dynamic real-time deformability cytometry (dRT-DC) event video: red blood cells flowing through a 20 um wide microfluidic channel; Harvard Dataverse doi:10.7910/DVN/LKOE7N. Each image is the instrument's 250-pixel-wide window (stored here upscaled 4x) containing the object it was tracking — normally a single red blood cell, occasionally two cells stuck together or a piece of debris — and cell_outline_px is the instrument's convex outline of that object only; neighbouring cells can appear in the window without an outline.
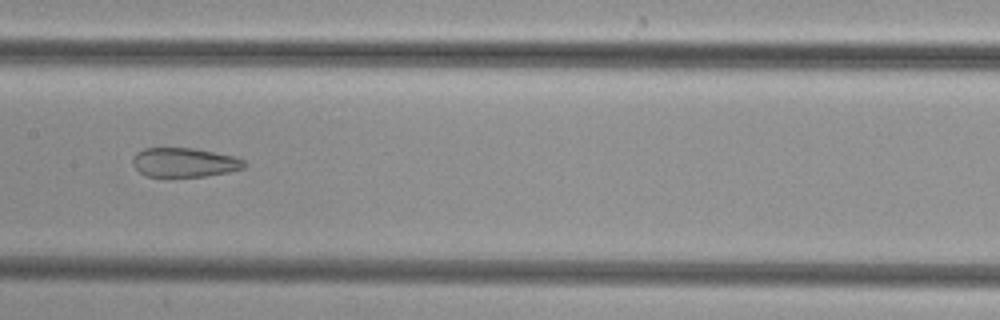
{"species": "common noctule bat (a hibernating species)", "species_latin": "Nyctalus noctula", "temperature_condition": "cold", "stored_images_in_passage": 47, "camera_frame_rate_fps": 3000, "um_per_image_px": 0.085, "animal": {"sex": "female", "body_mass_g": 29.2, "forearm_length_mm": 56.3}, "frame": {"image": 1, "passage_image": 24, "time_ms": 7.667, "image_size_px": [1000, 320], "cell_outline_px": [[244, 168], [228, 172], [204, 176], [148, 176], [140, 172], [132, 164], [132, 156], [136, 152], [144, 148], [196, 148], [236, 156], [244, 160]], "centroid_in_image_um": [15.66, 13.79], "position_along_channel_um": 191.7, "area_um2": 19.02}}
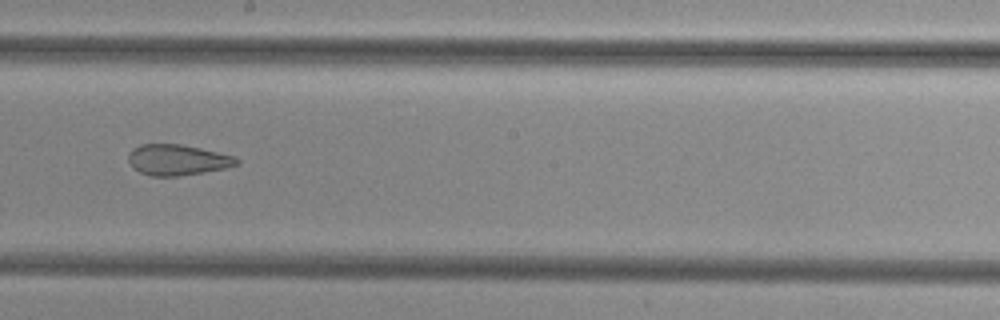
{"frame": {"image": 2, "passage_image": 27, "time_ms": 8.667, "image_size_px": [1000, 320], "cell_outline_px": [[240, 164], [224, 168], [204, 172], [180, 176], [152, 176], [140, 172], [128, 160], [128, 152], [132, 148], [140, 144], [180, 144], [200, 148], [236, 156], [240, 160]], "centroid_in_image_um": [15.1, 13.58], "position_along_channel_um": 233.1, "area_um2": 19.42}}
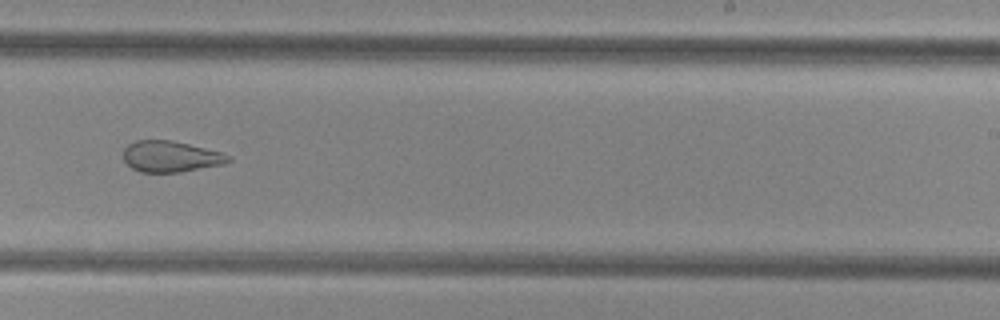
{"frame": {"image": 3, "passage_image": 30, "time_ms": 9.667, "image_size_px": [1000, 320], "cell_outline_px": [[232, 160], [224, 164], [180, 172], [140, 172], [132, 168], [124, 160], [124, 148], [128, 144], [136, 140], [172, 140], [220, 152], [232, 156]], "centroid_in_image_um": [14.51, 13.3], "position_along_channel_um": 274.5, "area_um2": 18.96}}